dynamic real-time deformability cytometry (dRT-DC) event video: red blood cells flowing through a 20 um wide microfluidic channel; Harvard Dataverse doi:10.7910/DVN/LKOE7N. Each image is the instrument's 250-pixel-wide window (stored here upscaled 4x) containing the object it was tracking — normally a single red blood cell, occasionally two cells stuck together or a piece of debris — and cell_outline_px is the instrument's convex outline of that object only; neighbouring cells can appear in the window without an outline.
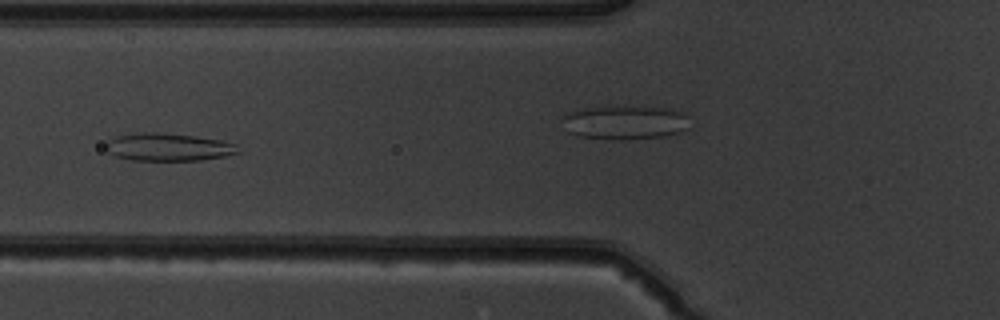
{"species": "common noctule bat (a hibernating species)", "species_latin": "Nyctalus noctula", "temperature_condition": "warm", "stored_images_in_passage": 43, "camera_frame_rate_fps": 3000, "um_per_image_px": 0.085, "animal": {"sex": "male", "body_mass_g": 19.5, "forearm_length_mm": 54.6}, "frame": {"image": 1, "passage_image": 12, "time_ms": 3.667, "image_size_px": [1000, 320], "cell_outline_px": [[240, 152], [224, 156], [200, 160], [132, 160], [116, 156], [108, 152], [108, 140], [116, 136], [140, 132], [156, 132], [196, 136], [224, 140], [236, 144]], "centroid_in_image_um": [14.34, 12.49], "position_along_channel_um": 111.5, "area_um2": 21.27}}
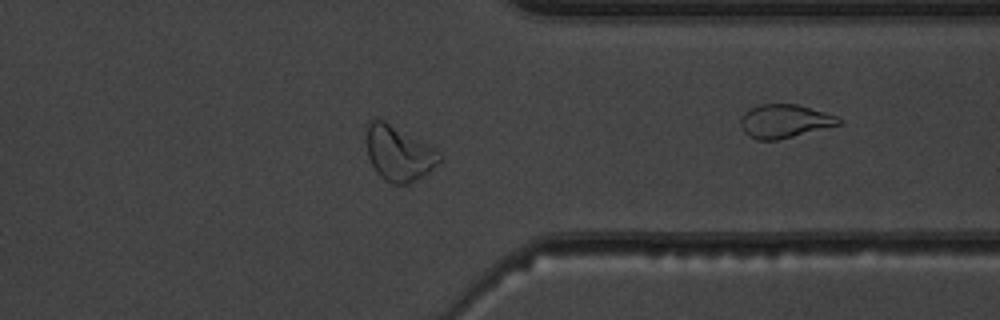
{"frame": {"image": 2, "passage_image": 32, "time_ms": 10.333, "image_size_px": [1000, 320], "cell_outline_px": [[440, 160], [424, 176], [408, 184], [392, 184], [384, 180], [376, 172], [368, 156], [364, 132], [364, 128], [368, 120], [384, 120], [436, 148], [440, 156]], "centroid_in_image_um": [33.84, 13.01], "position_along_channel_um": 377.6, "area_um2": 23.64}}
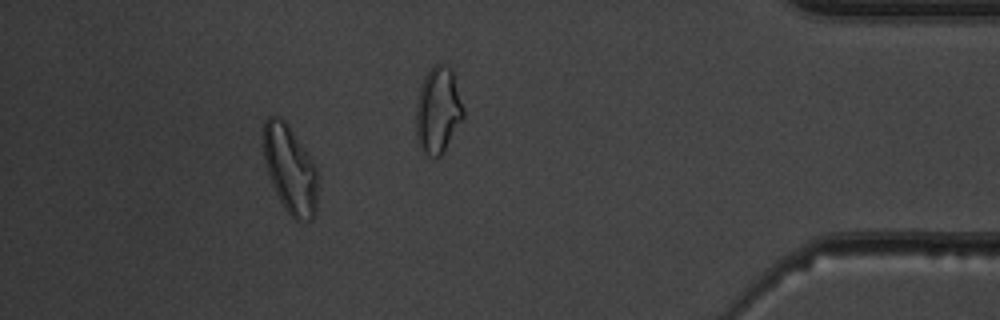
{"frame": {"image": 3, "passage_image": 38, "time_ms": 12.333, "image_size_px": [1000, 320], "cell_outline_px": [[320, 176], [316, 212], [312, 220], [296, 220], [284, 208], [272, 184], [264, 160], [264, 120], [268, 116], [280, 116], [288, 124], [308, 152]], "centroid_in_image_um": [24.71, 14.4], "position_along_channel_um": 410.5, "area_um2": 28.21}, "authors_computed_cell_mechanics": {"area_um2": 23.1778, "velocity_mm_per_s": 4.0487, "shape_relaxation_time_tau1_ms": null, "shape_relaxation_time_tau2_ms": 1.4857, "deformation_change_tau1": null, "deformation_change_tau2": 0.0775}}